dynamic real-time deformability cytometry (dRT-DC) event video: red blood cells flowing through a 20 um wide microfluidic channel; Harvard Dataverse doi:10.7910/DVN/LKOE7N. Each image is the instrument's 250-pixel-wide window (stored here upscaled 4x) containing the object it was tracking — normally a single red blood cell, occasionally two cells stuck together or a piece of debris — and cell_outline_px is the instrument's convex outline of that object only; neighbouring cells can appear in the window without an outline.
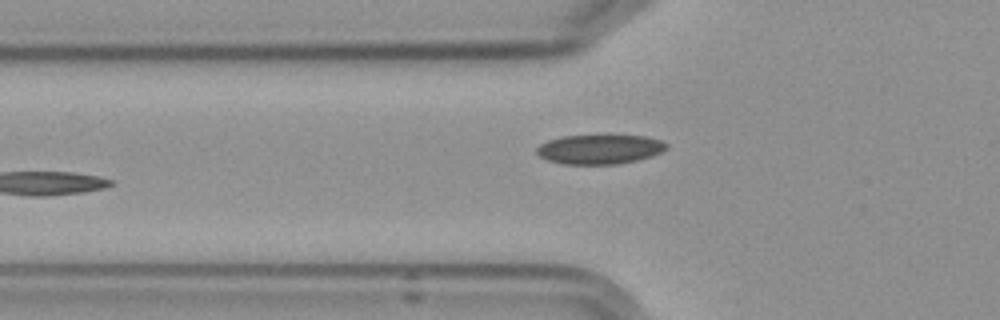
{"species": "Egyptian fruit bat (a non-hibernating species)", "species_latin": "Rousettus aegyptiacus", "temperature_condition": "cold", "stored_images_in_passage": 8, "camera_frame_rate_fps": 3000, "um_per_image_px": 0.085, "frame": {"image": 1, "passage_image": 5, "time_ms": 5.667, "image_size_px": [1000, 320], "cell_outline_px": [[668, 148], [652, 156], [620, 164], [560, 164], [548, 160], [540, 156], [536, 152], [536, 148], [540, 144], [548, 140], [560, 136], [608, 132], [644, 136], [660, 140], [668, 144]], "centroid_in_image_um": [50.97, 12.63], "position_along_channel_um": 74.8, "area_um2": 23.41}}
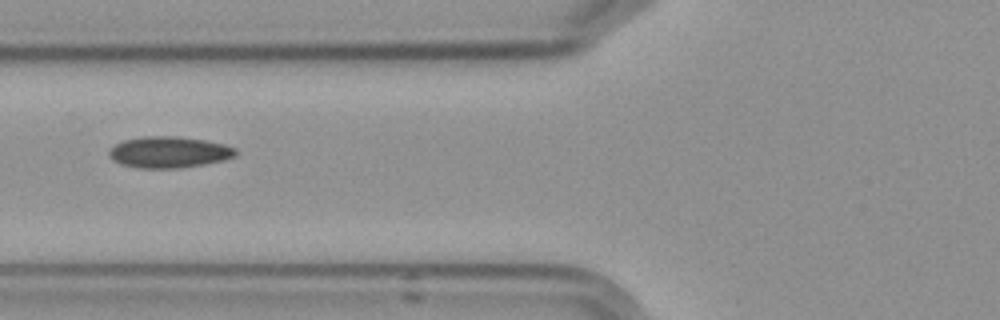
{"frame": {"image": 2, "passage_image": 6, "time_ms": 6.667, "image_size_px": [1000, 320], "cell_outline_px": [[236, 156], [224, 160], [204, 164], [180, 168], [136, 168], [120, 164], [112, 160], [108, 156], [108, 148], [124, 140], [140, 136], [176, 136], [204, 140], [224, 144], [236, 148]], "centroid_in_image_um": [14.32, 12.93], "position_along_channel_um": 111.5, "area_um2": 23.35}}
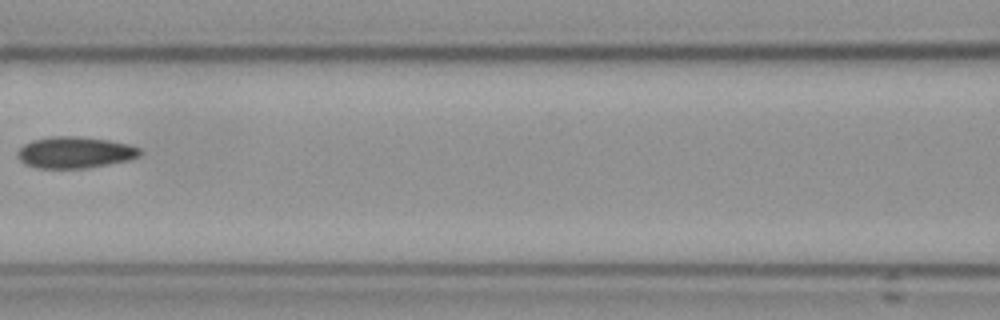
{"frame": {"image": 3, "passage_image": 7, "time_ms": 8.0, "image_size_px": [1000, 320], "cell_outline_px": [[144, 152], [140, 156], [128, 160], [108, 164], [84, 168], [36, 168], [20, 160], [16, 156], [16, 152], [24, 144], [32, 140], [48, 136], [76, 136], [108, 140], [128, 144], [140, 148]], "centroid_in_image_um": [6.37, 12.95], "position_along_channel_um": 160.2, "area_um2": 22.48}}